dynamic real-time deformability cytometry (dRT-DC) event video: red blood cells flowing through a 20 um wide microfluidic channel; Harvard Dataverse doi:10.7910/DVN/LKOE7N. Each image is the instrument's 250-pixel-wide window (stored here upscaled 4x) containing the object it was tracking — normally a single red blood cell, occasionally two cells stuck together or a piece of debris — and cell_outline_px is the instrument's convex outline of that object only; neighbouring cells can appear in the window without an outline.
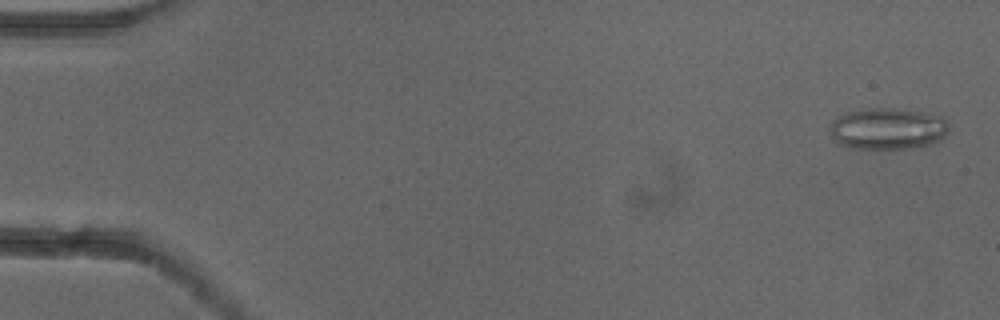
{"species": "common noctule bat (a hibernating species)", "species_latin": "Nyctalus noctula", "temperature_condition": "cold", "stored_images_in_passage": 47, "camera_frame_rate_fps": 3000, "um_per_image_px": 0.085, "animal": {"sex": "female"}, "frame": {"image": 1, "passage_image": 2, "time_ms": 0.333, "image_size_px": [1000, 320], "cell_outline_px": [[948, 132], [940, 140], [928, 144], [912, 148], [848, 148], [836, 144], [828, 128], [832, 120], [848, 112], [868, 108], [892, 108], [920, 112], [940, 116], [948, 124]], "centroid_in_image_um": [75.4, 10.95], "position_along_channel_um": 9.6, "area_um2": 28.73}}
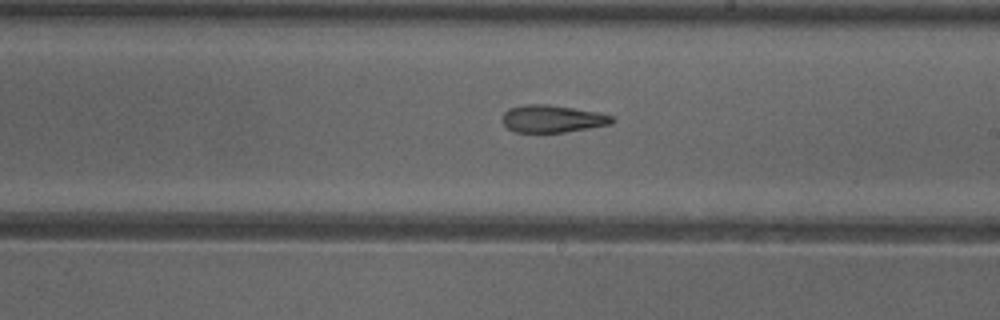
{"frame": {"image": 2, "passage_image": 31, "time_ms": 10.0, "image_size_px": [1000, 320], "cell_outline_px": [[616, 120], [612, 124], [564, 132], [512, 132], [504, 124], [504, 112], [508, 108], [524, 104], [548, 104], [600, 112], [612, 116]], "centroid_in_image_um": [46.97, 10.09], "position_along_channel_um": 242.0, "area_um2": 17.57}}
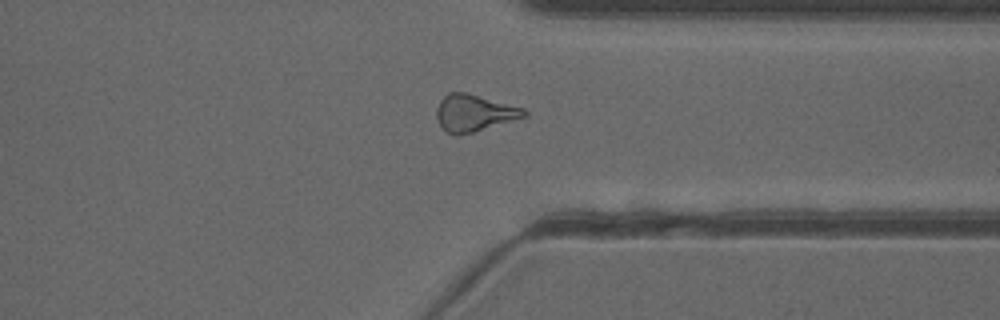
{"frame": {"image": 3, "passage_image": 41, "time_ms": 13.333, "image_size_px": [1000, 320], "cell_outline_px": [[528, 116], [460, 136], [456, 136], [448, 132], [440, 124], [436, 116], [436, 108], [440, 100], [448, 92], [464, 92], [524, 108], [528, 112]], "centroid_in_image_um": [40.3, 9.61], "position_along_channel_um": 371.1, "area_um2": 18.73}}